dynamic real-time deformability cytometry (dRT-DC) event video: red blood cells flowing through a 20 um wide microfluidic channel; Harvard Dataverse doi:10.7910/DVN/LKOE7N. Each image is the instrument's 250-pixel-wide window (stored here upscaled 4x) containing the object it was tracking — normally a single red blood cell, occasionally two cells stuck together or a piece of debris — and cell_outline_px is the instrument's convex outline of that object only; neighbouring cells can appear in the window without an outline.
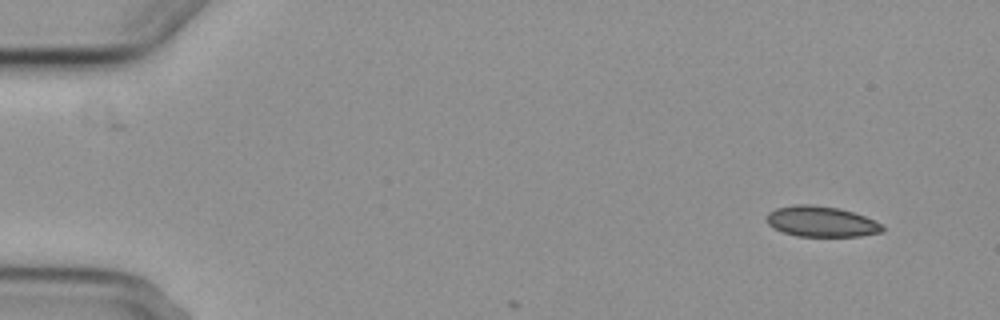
{"species": "common noctule bat (a hibernating species)", "species_latin": "Nyctalus noctula", "temperature_condition": "cold", "stored_images_in_passage": 4, "camera_frame_rate_fps": 3000, "um_per_image_px": 0.085, "animal": {"sex": "female", "body_mass_g": 29.2, "forearm_length_mm": 56.3}, "frame": {"image": 1, "passage_image": 1, "time_ms": 0.0, "image_size_px": [1000, 320], "cell_outline_px": [[884, 232], [860, 236], [796, 236], [784, 232], [768, 224], [768, 212], [776, 208], [796, 204], [808, 204], [840, 208], [864, 216], [884, 224]], "centroid_in_image_um": [69.86, 18.83], "position_along_channel_um": 15.1, "area_um2": 20.58}}
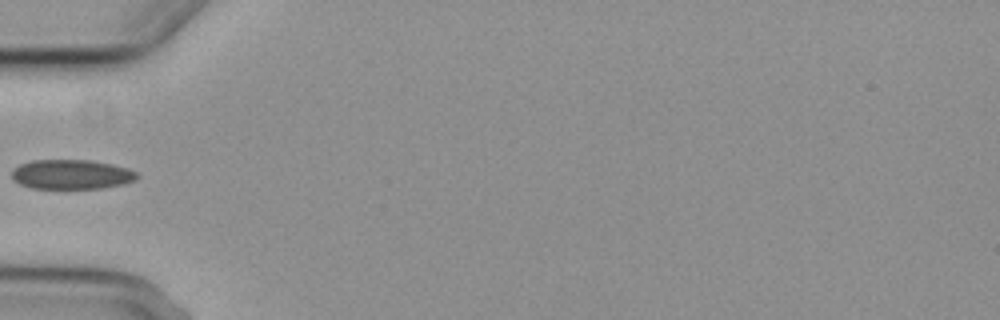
{"frame": {"image": 2, "passage_image": 4, "time_ms": 5.0, "image_size_px": [1000, 320], "cell_outline_px": [[140, 176], [136, 180], [124, 184], [100, 188], [32, 188], [20, 184], [12, 180], [12, 168], [20, 164], [32, 160], [88, 160], [112, 164], [128, 168], [136, 172]], "centroid_in_image_um": [6.07, 14.82], "position_along_channel_um": 78.9, "area_um2": 21.68}}